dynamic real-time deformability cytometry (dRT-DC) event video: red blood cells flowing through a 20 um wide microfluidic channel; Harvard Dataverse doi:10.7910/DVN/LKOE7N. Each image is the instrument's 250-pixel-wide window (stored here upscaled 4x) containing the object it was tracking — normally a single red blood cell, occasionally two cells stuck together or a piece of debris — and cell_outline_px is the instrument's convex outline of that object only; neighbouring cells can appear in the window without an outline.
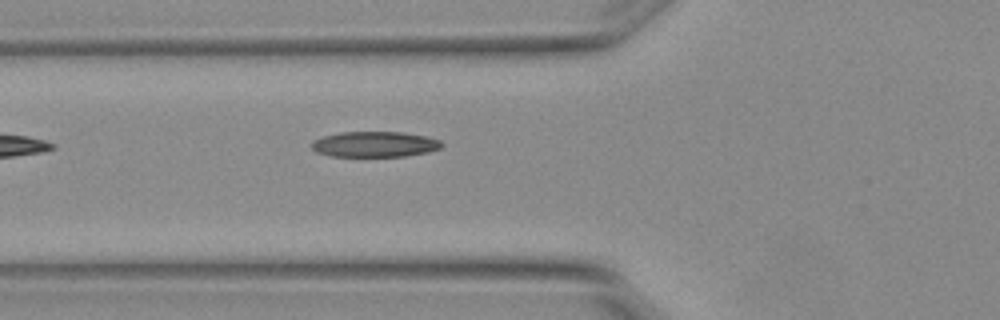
{"species": "Egyptian fruit bat (a non-hibernating species)", "species_latin": "Rousettus aegyptiacus", "temperature_condition": "warm", "stored_images_in_passage": 3, "camera_frame_rate_fps": 3000, "um_per_image_px": 0.085, "animal": {"sex": "female"}, "frame": {"image": 1, "passage_image": 3, "time_ms": 0.667, "image_size_px": [1000, 320], "cell_outline_px": [[444, 144], [440, 148], [428, 152], [404, 156], [332, 156], [316, 152], [312, 148], [312, 140], [324, 136], [340, 132], [404, 132], [428, 136], [440, 140]], "centroid_in_image_um": [31.88, 12.25], "position_along_channel_um": 93.9, "area_um2": 19.42}}